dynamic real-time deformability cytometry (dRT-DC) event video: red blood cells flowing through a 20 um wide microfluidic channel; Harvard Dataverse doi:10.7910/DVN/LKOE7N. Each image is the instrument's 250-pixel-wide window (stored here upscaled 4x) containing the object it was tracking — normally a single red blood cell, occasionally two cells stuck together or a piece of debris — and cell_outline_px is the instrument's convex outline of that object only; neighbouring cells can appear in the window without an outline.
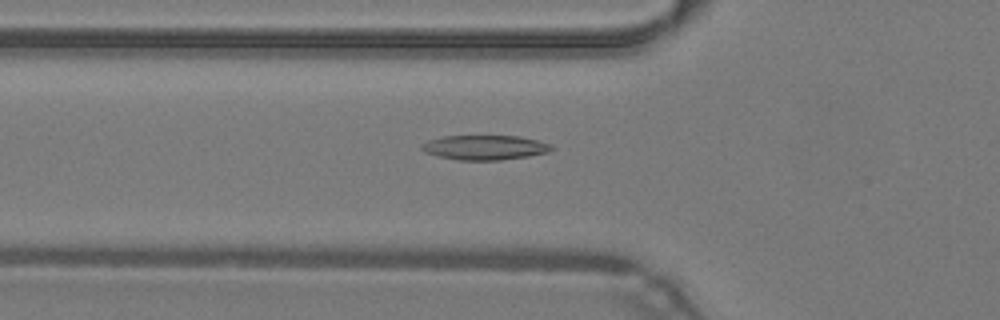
{"species": "common noctule bat (a hibernating species)", "species_latin": "Nyctalus noctula", "temperature_condition": "warm", "stored_images_in_passage": 39, "camera_frame_rate_fps": 3000, "um_per_image_px": 0.085, "animal": {"sex": "male", "body_mass_g": 19.2, "forearm_length_mm": 51.8}, "frame": {"image": 1, "passage_image": 9, "time_ms": 2.667, "image_size_px": [1000, 320], "cell_outline_px": [[556, 148], [548, 152], [528, 156], [500, 160], [460, 160], [436, 156], [424, 152], [420, 148], [420, 144], [428, 140], [444, 136], [520, 136], [552, 144]], "centroid_in_image_um": [41.2, 12.53], "position_along_channel_um": 84.6, "area_um2": 18.79}}
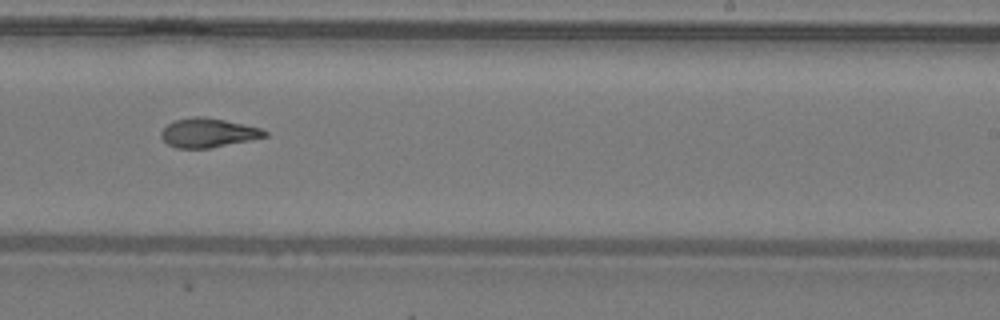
{"frame": {"image": 2, "passage_image": 22, "time_ms": 7.0, "image_size_px": [1000, 320], "cell_outline_px": [[268, 136], [208, 148], [176, 148], [168, 144], [160, 136], [160, 132], [168, 124], [176, 120], [192, 116], [200, 116], [224, 120], [264, 128], [268, 132]], "centroid_in_image_um": [17.7, 11.28], "position_along_channel_um": 271.3, "area_um2": 17.46}}
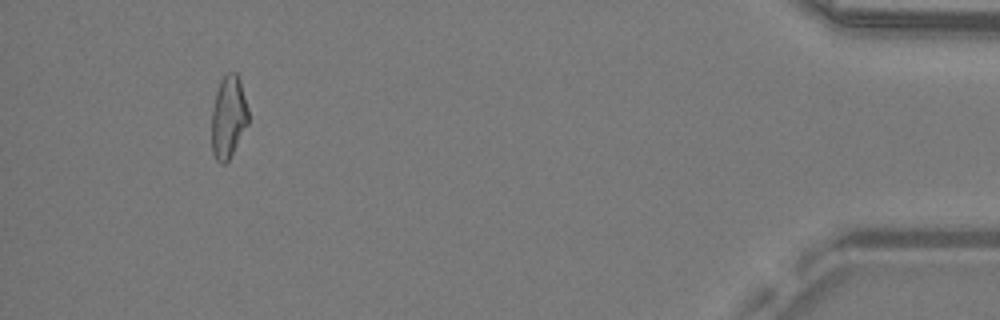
{"frame": {"image": 3, "passage_image": 37, "time_ms": 12.0, "image_size_px": [1000, 320], "cell_outline_px": [[248, 124], [228, 160], [224, 164], [220, 164], [216, 160], [212, 152], [212, 108], [216, 92], [220, 80], [228, 72], [236, 72], [240, 80], [248, 108]], "centroid_in_image_um": [19.41, 9.94], "position_along_channel_um": 415.8, "area_um2": 17.57}}